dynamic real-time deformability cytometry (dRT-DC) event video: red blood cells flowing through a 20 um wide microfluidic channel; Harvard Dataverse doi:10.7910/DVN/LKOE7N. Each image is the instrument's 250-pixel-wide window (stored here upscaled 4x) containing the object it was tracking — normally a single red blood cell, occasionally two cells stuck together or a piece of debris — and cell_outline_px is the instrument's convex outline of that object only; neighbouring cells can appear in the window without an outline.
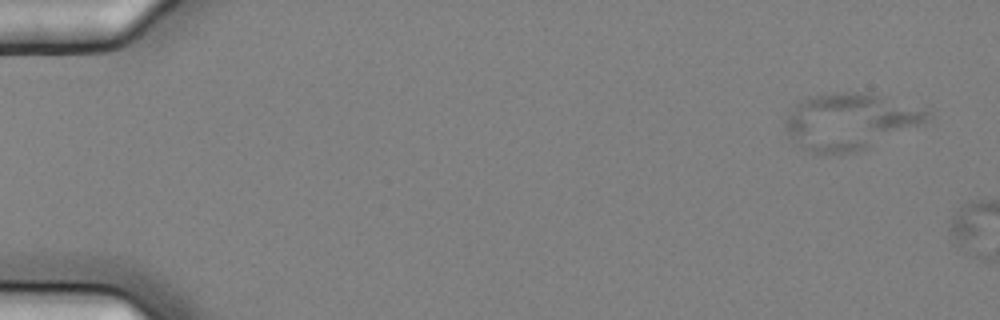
{"species": "common noctule bat (a hibernating species)", "species_latin": "Nyctalus noctula", "temperature_condition": "cold", "stored_images_in_passage": 3, "camera_frame_rate_fps": 3000, "um_per_image_px": 0.085, "animal": {"sex": "female", "body_mass_g": 25.1}, "frame": {"image": 1, "passage_image": 2, "time_ms": 0.333, "image_size_px": [1000, 320], "cell_outline_px": [[932, 120], [924, 124], [864, 148], [840, 156], [820, 156], [804, 148], [792, 136], [784, 124], [788, 116], [796, 104], [800, 100], [812, 96], [832, 92], [856, 92], [880, 96], [924, 108], [932, 112]], "centroid_in_image_um": [72.3, 10.33], "position_along_channel_um": 12.7, "area_um2": 46.41}}